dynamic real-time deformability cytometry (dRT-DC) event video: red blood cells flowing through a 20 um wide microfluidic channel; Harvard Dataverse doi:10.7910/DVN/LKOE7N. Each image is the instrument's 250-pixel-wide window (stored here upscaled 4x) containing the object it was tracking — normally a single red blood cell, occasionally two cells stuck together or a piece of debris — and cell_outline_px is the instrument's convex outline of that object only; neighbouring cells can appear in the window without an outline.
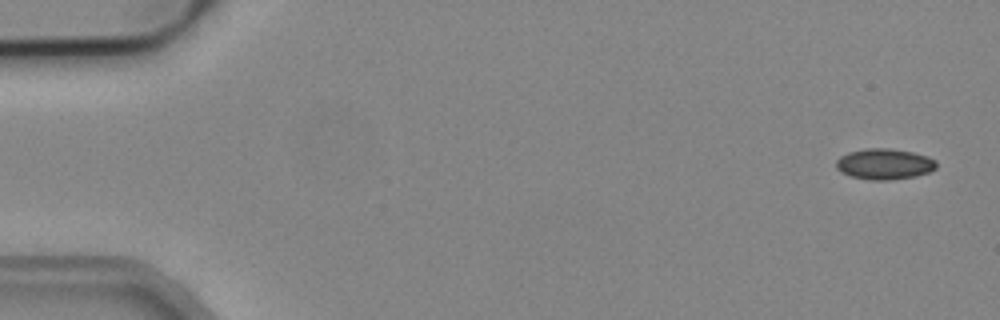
{"species": "common noctule bat (a hibernating species)", "species_latin": "Nyctalus noctula", "temperature_condition": "cold", "stored_images_in_passage": 4, "camera_frame_rate_fps": 3000, "um_per_image_px": 0.085, "animal": {"sex": "male", "body_mass_g": 19.2, "forearm_length_mm": 51.8}, "frame": {"image": 1, "passage_image": 1, "time_ms": 0.0, "image_size_px": [1000, 320], "cell_outline_px": [[936, 168], [928, 172], [916, 176], [888, 180], [868, 180], [852, 176], [840, 172], [836, 168], [836, 160], [840, 156], [848, 152], [864, 148], [888, 148], [912, 152], [928, 156], [936, 160]], "centroid_in_image_um": [75.15, 13.94], "position_along_channel_um": 9.8, "area_um2": 18.09}}
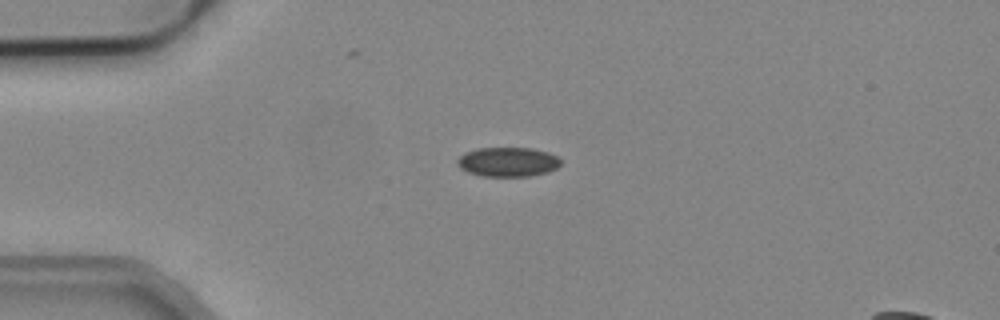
{"frame": {"image": 2, "passage_image": 4, "time_ms": 1.0, "image_size_px": [1000, 320], "cell_outline_px": [[560, 164], [556, 168], [548, 172], [528, 176], [480, 176], [468, 172], [460, 168], [456, 164], [456, 160], [464, 152], [476, 148], [532, 148], [548, 152], [556, 156], [560, 160]], "centroid_in_image_um": [43.12, 13.76], "position_along_channel_um": 41.9, "area_um2": 17.8}}